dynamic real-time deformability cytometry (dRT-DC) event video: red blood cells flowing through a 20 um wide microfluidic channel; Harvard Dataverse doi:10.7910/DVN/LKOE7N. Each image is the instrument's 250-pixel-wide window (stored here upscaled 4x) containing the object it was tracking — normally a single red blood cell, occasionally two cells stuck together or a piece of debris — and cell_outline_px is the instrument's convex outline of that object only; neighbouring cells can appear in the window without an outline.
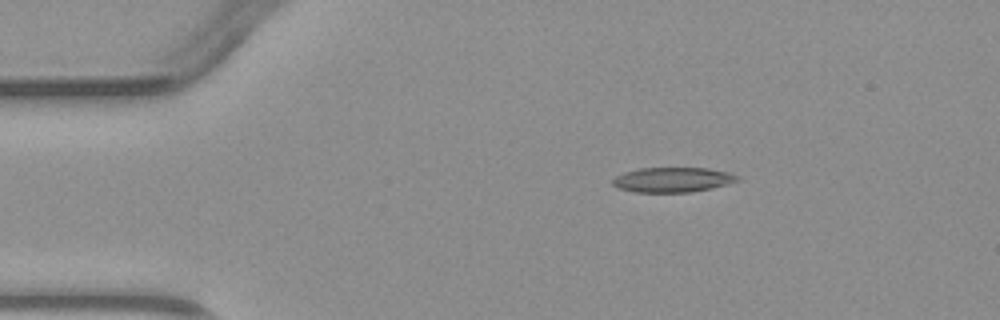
{"species": "common noctule bat (a hibernating species)", "species_latin": "Nyctalus noctula", "temperature_condition": "warm", "stored_images_in_passage": 4, "camera_frame_rate_fps": 3000, "um_per_image_px": 0.085, "animal": {"sex": "male", "body_mass_g": 23.1, "forearm_length_mm": 52.7}, "frame": {"image": 1, "passage_image": 3, "time_ms": 2.333, "image_size_px": [1000, 320], "cell_outline_px": [[740, 180], [712, 188], [692, 192], [636, 192], [620, 188], [612, 184], [612, 180], [616, 176], [624, 172], [640, 168], [708, 168], [732, 172], [740, 176]], "centroid_in_image_um": [57.23, 15.27], "position_along_channel_um": 27.8, "area_um2": 18.15}}